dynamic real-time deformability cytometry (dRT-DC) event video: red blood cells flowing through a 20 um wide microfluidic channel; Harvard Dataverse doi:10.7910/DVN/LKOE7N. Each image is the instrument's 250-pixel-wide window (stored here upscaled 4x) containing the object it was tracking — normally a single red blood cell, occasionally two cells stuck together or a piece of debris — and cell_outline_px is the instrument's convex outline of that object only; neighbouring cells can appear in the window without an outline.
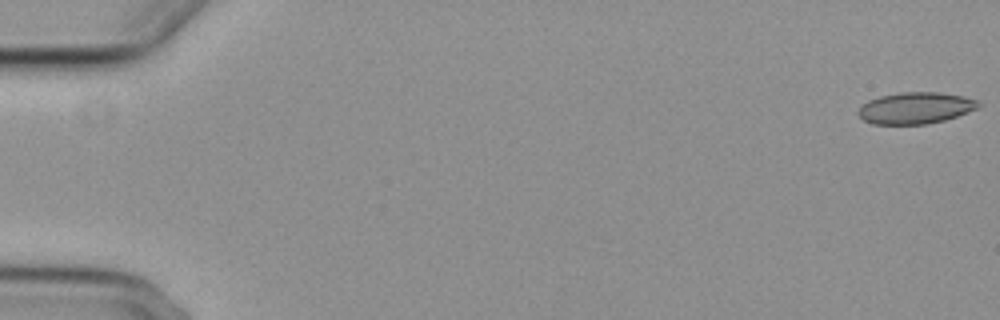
{"species": "common noctule bat (a hibernating species)", "species_latin": "Nyctalus noctula", "temperature_condition": "cold", "stored_images_in_passage": 5, "camera_frame_rate_fps": 3000, "um_per_image_px": 0.085, "animal": {"sex": "female", "body_mass_g": 29.2, "forearm_length_mm": 56.3}, "frame": {"image": 1, "passage_image": 1, "time_ms": 0.0, "image_size_px": [1000, 320], "cell_outline_px": [[980, 104], [976, 108], [956, 116], [944, 120], [924, 124], [872, 124], [864, 120], [856, 112], [868, 100], [880, 96], [900, 92], [940, 92], [964, 96], [976, 100]], "centroid_in_image_um": [77.79, 9.17], "position_along_channel_um": 7.2, "area_um2": 21.85}}
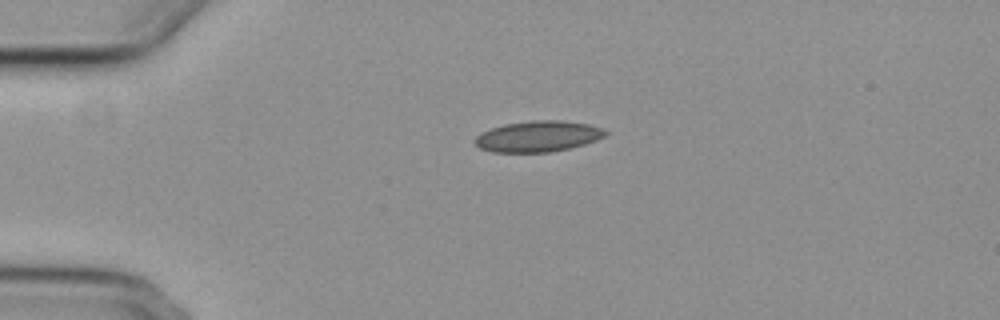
{"frame": {"image": 2, "passage_image": 4, "time_ms": 4.333, "image_size_px": [1000, 320], "cell_outline_px": [[608, 132], [604, 136], [596, 140], [584, 144], [568, 148], [548, 152], [492, 152], [480, 148], [476, 144], [476, 136], [492, 128], [504, 124], [532, 120], [560, 120], [588, 124], [600, 128]], "centroid_in_image_um": [45.73, 11.59], "position_along_channel_um": 39.3, "area_um2": 23.18}}